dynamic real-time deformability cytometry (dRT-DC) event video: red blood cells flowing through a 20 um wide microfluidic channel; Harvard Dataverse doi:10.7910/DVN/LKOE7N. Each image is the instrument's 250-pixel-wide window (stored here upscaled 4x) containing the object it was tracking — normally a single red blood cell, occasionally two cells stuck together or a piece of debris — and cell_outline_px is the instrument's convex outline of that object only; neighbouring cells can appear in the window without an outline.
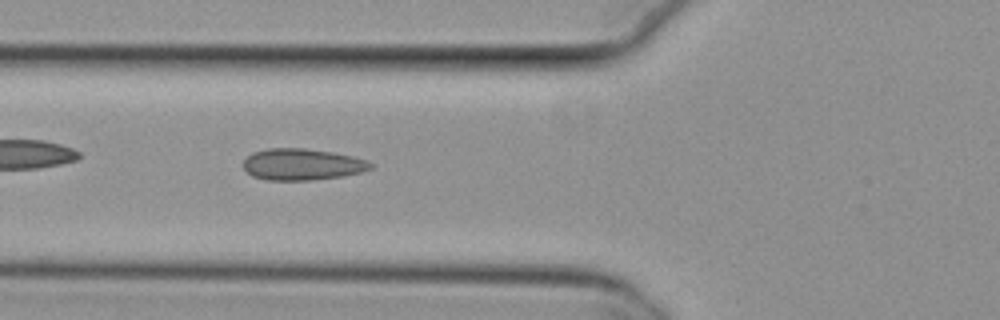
{"species": "common noctule bat (a hibernating species)", "species_latin": "Nyctalus noctula", "temperature_condition": "cold", "stored_images_in_passage": 39, "camera_frame_rate_fps": 3000, "um_per_image_px": 0.085, "animal": {"sex": "female", "body_mass_g": 29.2, "forearm_length_mm": 56.3}, "frame": {"image": 1, "passage_image": 5, "time_ms": 1.333, "image_size_px": [1000, 320], "cell_outline_px": [[372, 168], [360, 172], [340, 176], [308, 180], [268, 180], [252, 176], [244, 168], [244, 160], [252, 152], [268, 148], [304, 148], [332, 152], [352, 156], [364, 160], [372, 164]], "centroid_in_image_um": [25.64, 13.96], "position_along_channel_um": 100.2, "area_um2": 23.06}}
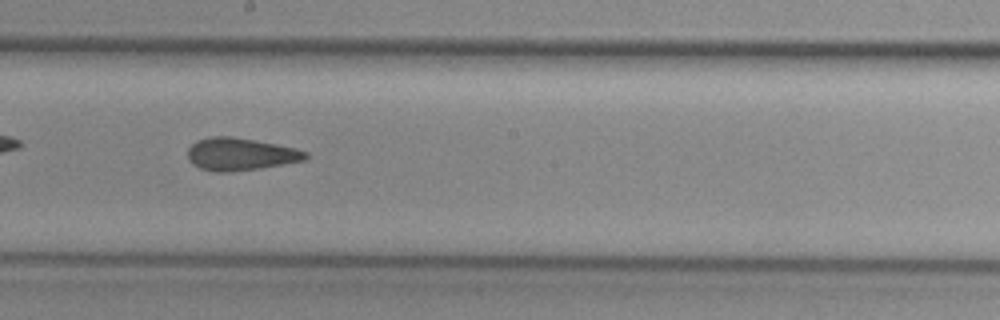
{"frame": {"image": 2, "passage_image": 15, "time_ms": 4.667, "image_size_px": [1000, 320], "cell_outline_px": [[308, 156], [304, 160], [284, 164], [260, 168], [228, 172], [216, 172], [200, 168], [192, 164], [188, 160], [188, 148], [196, 140], [212, 136], [232, 136], [276, 144], [296, 148], [308, 152]], "centroid_in_image_um": [20.42, 13.1], "position_along_channel_um": 227.8, "area_um2": 22.37}}
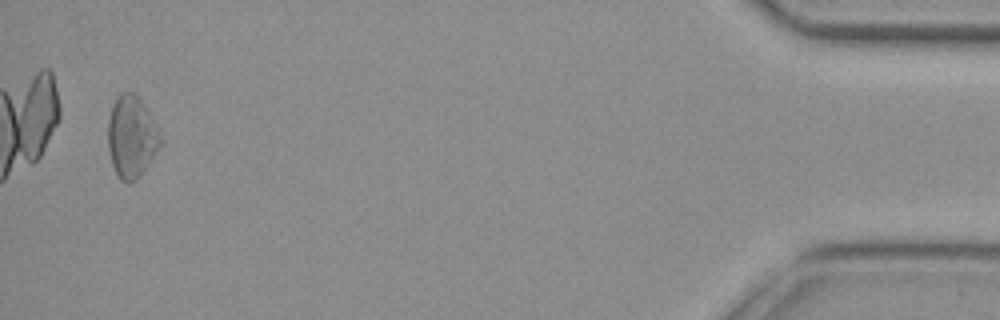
{"frame": {"image": 3, "passage_image": 37, "time_ms": 12.0, "image_size_px": [1000, 320], "cell_outline_px": [[160, 144], [148, 164], [140, 176], [136, 180], [128, 184], [120, 180], [112, 164], [108, 148], [108, 120], [116, 96], [120, 92], [132, 92], [140, 100], [152, 120], [160, 136]], "centroid_in_image_um": [11.13, 11.66], "position_along_channel_um": 424.1, "area_um2": 24.39}, "authors_computed_cell_mechanics": {"area_um2": 22.4264, "velocity_mm_per_s": 3.8197, "shape_relaxation_time_tau1_ms": null, "shape_relaxation_time_tau2_ms": 2.2147, "deformation_change_tau1": null, "deformation_change_tau2": 0.0739}}